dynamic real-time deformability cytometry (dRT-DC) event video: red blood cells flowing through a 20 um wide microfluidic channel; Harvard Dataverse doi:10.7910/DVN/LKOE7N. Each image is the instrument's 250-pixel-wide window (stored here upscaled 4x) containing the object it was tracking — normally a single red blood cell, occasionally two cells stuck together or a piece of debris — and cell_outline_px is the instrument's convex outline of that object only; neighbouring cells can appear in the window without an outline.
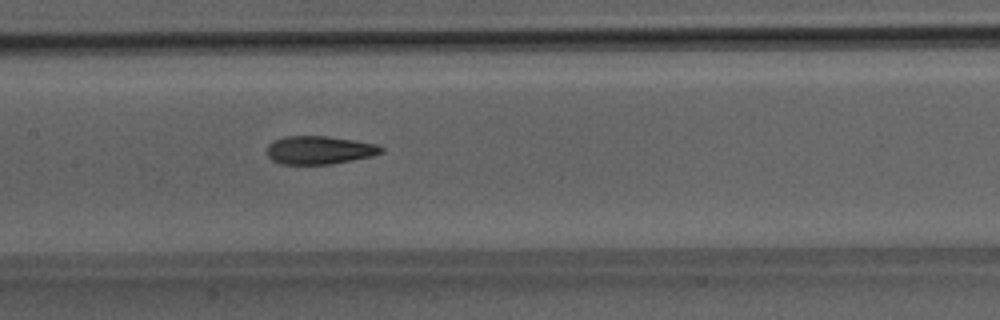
{"species": "Egyptian fruit bat (a non-hibernating species)", "species_latin": "Rousettus aegyptiacus", "temperature_condition": "room temperature", "stored_images_in_passage": 50, "camera_frame_rate_fps": 3000, "um_per_image_px": 0.085, "animal": {"sex": "male"}, "frame": {"image": 1, "passage_image": 24, "time_ms": 7.667, "image_size_px": [1000, 320], "cell_outline_px": [[384, 152], [372, 156], [332, 164], [280, 164], [272, 160], [268, 156], [268, 144], [272, 140], [284, 136], [328, 136], [356, 140], [376, 144], [384, 148]], "centroid_in_image_um": [27.15, 12.75], "position_along_channel_um": 180.2, "area_um2": 18.96}}
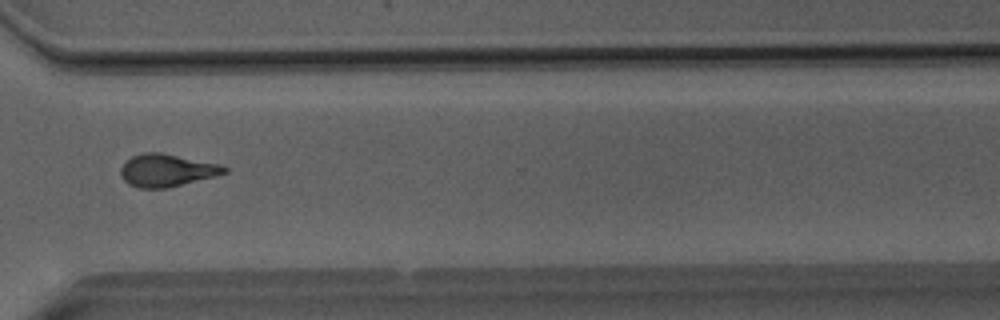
{"frame": {"image": 2, "passage_image": 37, "time_ms": 12.0, "image_size_px": [1000, 320], "cell_outline_px": [[228, 172], [216, 176], [168, 188], [140, 188], [128, 184], [120, 176], [120, 168], [132, 156], [144, 152], [160, 152], [224, 164], [228, 168]], "centroid_in_image_um": [14.22, 14.47], "position_along_channel_um": 356.4, "area_um2": 19.94}}
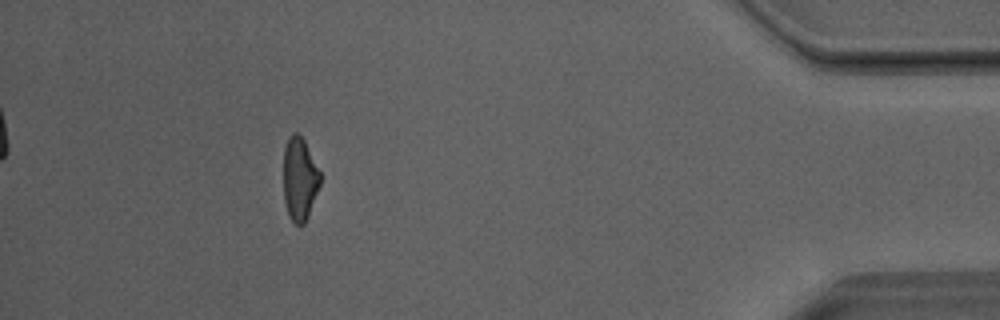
{"frame": {"image": 3, "passage_image": 45, "time_ms": 14.667, "image_size_px": [1000, 320], "cell_outline_px": [[324, 176], [308, 216], [304, 224], [296, 224], [288, 216], [284, 200], [284, 148], [288, 136], [292, 132], [296, 132], [304, 140]], "centroid_in_image_um": [25.5, 15.19], "position_along_channel_um": 409.7, "area_um2": 18.21}, "authors_computed_cell_mechanics": {"area_um2": 19.074, "velocity_mm_per_s": 4.0703, "shape_relaxation_time_tau1_ms": 6.326, "shape_relaxation_time_tau2_ms": 2.1359, "deformation_change_tau1": 0.1855, "deformation_change_tau2": 0.0984}}